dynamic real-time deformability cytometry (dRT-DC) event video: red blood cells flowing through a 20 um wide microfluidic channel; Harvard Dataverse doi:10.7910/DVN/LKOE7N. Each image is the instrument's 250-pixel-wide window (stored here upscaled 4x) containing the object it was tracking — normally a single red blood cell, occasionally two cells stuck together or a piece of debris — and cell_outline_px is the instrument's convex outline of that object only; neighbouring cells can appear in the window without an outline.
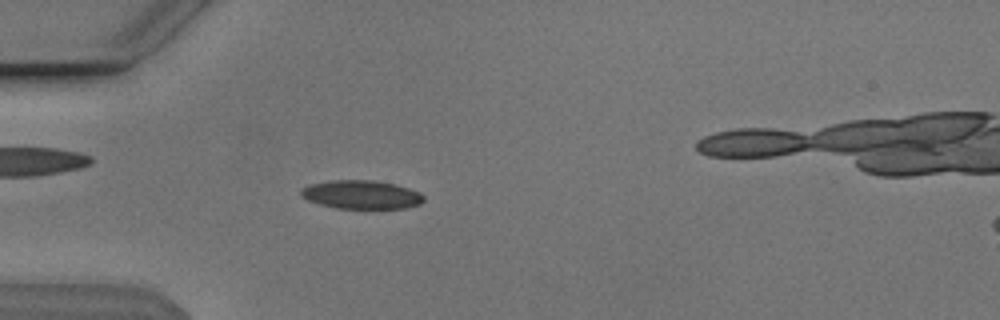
{"species": "Egyptian fruit bat (a non-hibernating species)", "species_latin": "Rousettus aegyptiacus", "temperature_condition": "cold", "stored_images_in_passage": 45, "camera_frame_rate_fps": 3000, "um_per_image_px": 0.085, "animal": {"sex": "male"}, "frame": {"image": 1, "passage_image": 11, "time_ms": 3.333, "image_size_px": [1000, 320], "cell_outline_px": [[424, 200], [420, 204], [408, 208], [336, 208], [320, 204], [308, 200], [300, 196], [300, 188], [308, 184], [332, 180], [372, 180], [396, 184], [420, 192], [424, 196]], "centroid_in_image_um": [30.7, 16.54], "position_along_channel_um": 54.3, "area_um2": 20.58}}
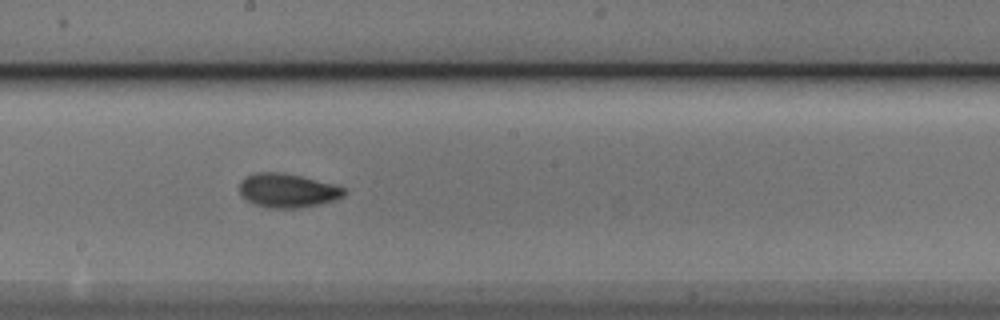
{"frame": {"image": 2, "passage_image": 25, "time_ms": 8.0, "image_size_px": [1000, 320], "cell_outline_px": [[348, 192], [344, 196], [336, 200], [296, 208], [268, 208], [252, 204], [240, 192], [240, 180], [244, 176], [256, 172], [276, 172], [300, 176], [332, 184], [344, 188]], "centroid_in_image_um": [24.42, 16.19], "position_along_channel_um": 223.8, "area_um2": 20.58}}
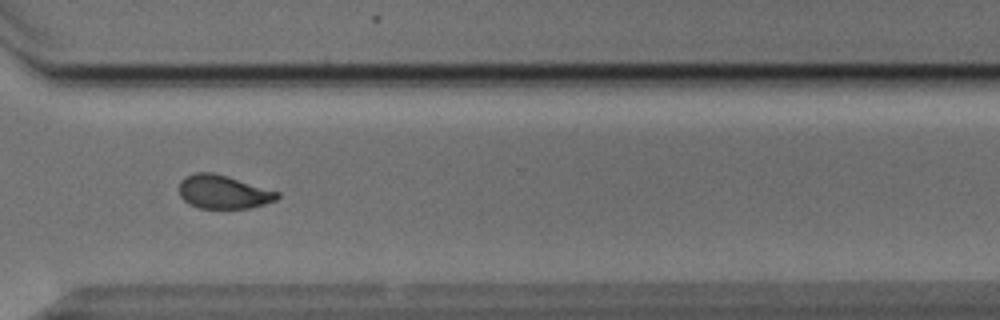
{"frame": {"image": 3, "passage_image": 35, "time_ms": 11.333, "image_size_px": [1000, 320], "cell_outline_px": [[280, 196], [276, 200], [264, 204], [248, 208], [200, 208], [184, 200], [180, 196], [180, 180], [184, 176], [196, 172], [212, 172], [228, 176], [280, 192]], "centroid_in_image_um": [18.99, 16.3], "position_along_channel_um": 351.6, "area_um2": 19.13}}